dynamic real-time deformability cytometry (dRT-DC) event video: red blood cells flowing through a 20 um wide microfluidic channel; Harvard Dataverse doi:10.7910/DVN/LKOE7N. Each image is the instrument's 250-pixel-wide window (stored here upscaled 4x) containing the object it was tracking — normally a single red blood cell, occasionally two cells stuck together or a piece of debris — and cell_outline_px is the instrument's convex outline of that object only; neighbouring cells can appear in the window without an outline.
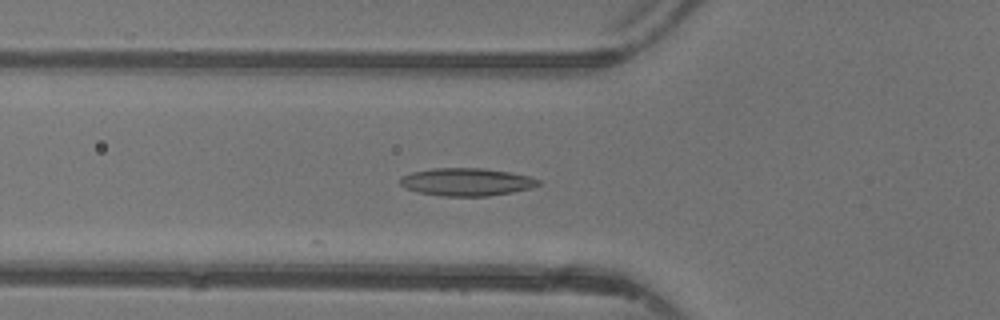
{"species": "common noctule bat (a hibernating species)", "species_latin": "Nyctalus noctula", "temperature_condition": "warm", "stored_images_in_passage": 17, "camera_frame_rate_fps": 3000, "um_per_image_px": 0.085, "animal": {"sex": "female"}, "frame": {"image": 1, "passage_image": 2, "time_ms": 0.333, "image_size_px": [1000, 320], "cell_outline_px": [[540, 184], [532, 188], [512, 192], [488, 196], [440, 196], [416, 192], [400, 184], [400, 176], [412, 172], [432, 168], [484, 168], [532, 176], [540, 180]], "centroid_in_image_um": [39.67, 15.46], "position_along_channel_um": 86.1, "area_um2": 22.48}}
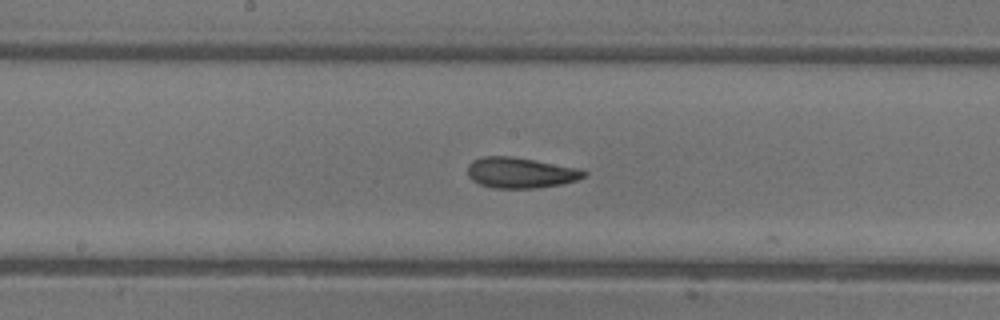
{"frame": {"image": 2, "passage_image": 10, "time_ms": 3.0, "image_size_px": [1000, 320], "cell_outline_px": [[588, 176], [576, 180], [560, 184], [536, 188], [492, 188], [480, 184], [472, 180], [468, 176], [468, 164], [472, 160], [480, 156], [512, 156], [580, 168], [588, 172]], "centroid_in_image_um": [44.24, 14.67], "position_along_channel_um": 204.0, "area_um2": 20.98}}
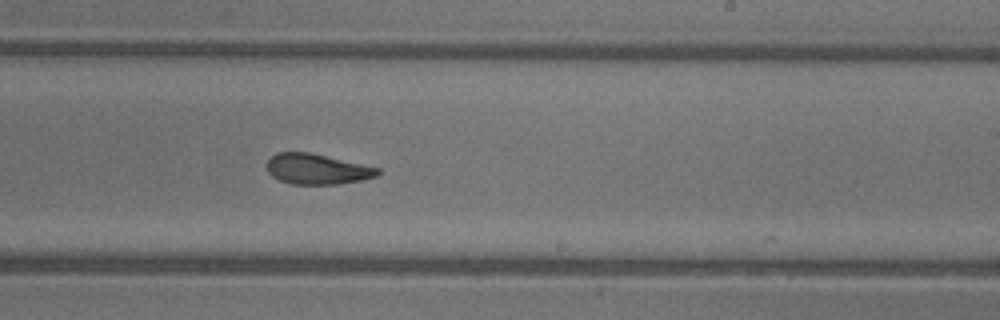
{"frame": {"image": 3, "passage_image": 14, "time_ms": 4.333, "image_size_px": [1000, 320], "cell_outline_px": [[380, 172], [376, 176], [360, 180], [336, 184], [292, 184], [280, 180], [272, 176], [268, 172], [268, 160], [276, 152], [308, 152], [380, 168]], "centroid_in_image_um": [26.93, 14.37], "position_along_channel_um": 262.1, "area_um2": 19.36}}